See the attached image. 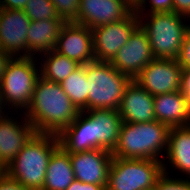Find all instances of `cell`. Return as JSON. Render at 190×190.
Here are the masks:
<instances>
[{
    "label": "cell",
    "mask_w": 190,
    "mask_h": 190,
    "mask_svg": "<svg viewBox=\"0 0 190 190\" xmlns=\"http://www.w3.org/2000/svg\"><path fill=\"white\" fill-rule=\"evenodd\" d=\"M122 119L118 110L80 111L58 135L59 146L73 154L93 149L113 151L119 139Z\"/></svg>",
    "instance_id": "6da1fadb"
},
{
    "label": "cell",
    "mask_w": 190,
    "mask_h": 190,
    "mask_svg": "<svg viewBox=\"0 0 190 190\" xmlns=\"http://www.w3.org/2000/svg\"><path fill=\"white\" fill-rule=\"evenodd\" d=\"M80 111L59 83L39 77L32 100L23 114L36 133L58 135L70 125Z\"/></svg>",
    "instance_id": "7a4b0ae2"
},
{
    "label": "cell",
    "mask_w": 190,
    "mask_h": 190,
    "mask_svg": "<svg viewBox=\"0 0 190 190\" xmlns=\"http://www.w3.org/2000/svg\"><path fill=\"white\" fill-rule=\"evenodd\" d=\"M58 147L57 135L35 133L5 168V174L29 190H42L49 159Z\"/></svg>",
    "instance_id": "3957f363"
},
{
    "label": "cell",
    "mask_w": 190,
    "mask_h": 190,
    "mask_svg": "<svg viewBox=\"0 0 190 190\" xmlns=\"http://www.w3.org/2000/svg\"><path fill=\"white\" fill-rule=\"evenodd\" d=\"M169 129L166 124L157 120L145 123L123 122L112 155L116 158L152 159L163 162L161 157L167 151Z\"/></svg>",
    "instance_id": "277c9868"
},
{
    "label": "cell",
    "mask_w": 190,
    "mask_h": 190,
    "mask_svg": "<svg viewBox=\"0 0 190 190\" xmlns=\"http://www.w3.org/2000/svg\"><path fill=\"white\" fill-rule=\"evenodd\" d=\"M186 18L188 21L187 16L175 12L139 15V25L149 39L154 58L177 59L179 57L185 33L190 27V24H185Z\"/></svg>",
    "instance_id": "5b68a950"
},
{
    "label": "cell",
    "mask_w": 190,
    "mask_h": 190,
    "mask_svg": "<svg viewBox=\"0 0 190 190\" xmlns=\"http://www.w3.org/2000/svg\"><path fill=\"white\" fill-rule=\"evenodd\" d=\"M87 79V111L118 110L131 78L120 73L110 62L93 61L85 64Z\"/></svg>",
    "instance_id": "8992f818"
},
{
    "label": "cell",
    "mask_w": 190,
    "mask_h": 190,
    "mask_svg": "<svg viewBox=\"0 0 190 190\" xmlns=\"http://www.w3.org/2000/svg\"><path fill=\"white\" fill-rule=\"evenodd\" d=\"M37 59L39 58L35 59V56L13 57L7 65L0 83V91L4 105L8 110L12 108L8 113L17 112L19 108L20 111L24 109V112L29 107L34 88L40 77V66L36 65H39L41 61Z\"/></svg>",
    "instance_id": "52a82bcc"
},
{
    "label": "cell",
    "mask_w": 190,
    "mask_h": 190,
    "mask_svg": "<svg viewBox=\"0 0 190 190\" xmlns=\"http://www.w3.org/2000/svg\"><path fill=\"white\" fill-rule=\"evenodd\" d=\"M162 161L113 157L106 190H154L163 174Z\"/></svg>",
    "instance_id": "ba28073f"
},
{
    "label": "cell",
    "mask_w": 190,
    "mask_h": 190,
    "mask_svg": "<svg viewBox=\"0 0 190 190\" xmlns=\"http://www.w3.org/2000/svg\"><path fill=\"white\" fill-rule=\"evenodd\" d=\"M138 26L133 10L125 19L91 29L95 61L110 62Z\"/></svg>",
    "instance_id": "9c48e42d"
},
{
    "label": "cell",
    "mask_w": 190,
    "mask_h": 190,
    "mask_svg": "<svg viewBox=\"0 0 190 190\" xmlns=\"http://www.w3.org/2000/svg\"><path fill=\"white\" fill-rule=\"evenodd\" d=\"M182 69L177 59L154 58L133 80L153 96L177 92Z\"/></svg>",
    "instance_id": "30bf717a"
},
{
    "label": "cell",
    "mask_w": 190,
    "mask_h": 190,
    "mask_svg": "<svg viewBox=\"0 0 190 190\" xmlns=\"http://www.w3.org/2000/svg\"><path fill=\"white\" fill-rule=\"evenodd\" d=\"M153 59L149 39L139 25L110 63L133 80Z\"/></svg>",
    "instance_id": "8fae6325"
},
{
    "label": "cell",
    "mask_w": 190,
    "mask_h": 190,
    "mask_svg": "<svg viewBox=\"0 0 190 190\" xmlns=\"http://www.w3.org/2000/svg\"><path fill=\"white\" fill-rule=\"evenodd\" d=\"M133 10L130 0H80L76 23L93 29L125 19Z\"/></svg>",
    "instance_id": "7c38bea8"
},
{
    "label": "cell",
    "mask_w": 190,
    "mask_h": 190,
    "mask_svg": "<svg viewBox=\"0 0 190 190\" xmlns=\"http://www.w3.org/2000/svg\"><path fill=\"white\" fill-rule=\"evenodd\" d=\"M30 23L23 10L0 8V49L13 57H26Z\"/></svg>",
    "instance_id": "4fadbf2b"
},
{
    "label": "cell",
    "mask_w": 190,
    "mask_h": 190,
    "mask_svg": "<svg viewBox=\"0 0 190 190\" xmlns=\"http://www.w3.org/2000/svg\"><path fill=\"white\" fill-rule=\"evenodd\" d=\"M54 50L80 65L95 61L91 29L74 22L65 23Z\"/></svg>",
    "instance_id": "5bb4252c"
},
{
    "label": "cell",
    "mask_w": 190,
    "mask_h": 190,
    "mask_svg": "<svg viewBox=\"0 0 190 190\" xmlns=\"http://www.w3.org/2000/svg\"><path fill=\"white\" fill-rule=\"evenodd\" d=\"M69 157L76 180L107 187L108 172L113 158L111 151L93 149L69 154Z\"/></svg>",
    "instance_id": "9a60e30c"
},
{
    "label": "cell",
    "mask_w": 190,
    "mask_h": 190,
    "mask_svg": "<svg viewBox=\"0 0 190 190\" xmlns=\"http://www.w3.org/2000/svg\"><path fill=\"white\" fill-rule=\"evenodd\" d=\"M0 120V165L5 169L18 155L23 146L36 133L33 125L24 118L18 122L13 112Z\"/></svg>",
    "instance_id": "2e32d148"
},
{
    "label": "cell",
    "mask_w": 190,
    "mask_h": 190,
    "mask_svg": "<svg viewBox=\"0 0 190 190\" xmlns=\"http://www.w3.org/2000/svg\"><path fill=\"white\" fill-rule=\"evenodd\" d=\"M123 122L145 123L155 121L154 96L131 80L118 108Z\"/></svg>",
    "instance_id": "e0dca14e"
},
{
    "label": "cell",
    "mask_w": 190,
    "mask_h": 190,
    "mask_svg": "<svg viewBox=\"0 0 190 190\" xmlns=\"http://www.w3.org/2000/svg\"><path fill=\"white\" fill-rule=\"evenodd\" d=\"M154 112L156 120L169 128L190 126V102L180 90L155 95Z\"/></svg>",
    "instance_id": "ac0fdd59"
},
{
    "label": "cell",
    "mask_w": 190,
    "mask_h": 190,
    "mask_svg": "<svg viewBox=\"0 0 190 190\" xmlns=\"http://www.w3.org/2000/svg\"><path fill=\"white\" fill-rule=\"evenodd\" d=\"M62 19L31 21L27 34V56H38L55 49Z\"/></svg>",
    "instance_id": "d6986e66"
},
{
    "label": "cell",
    "mask_w": 190,
    "mask_h": 190,
    "mask_svg": "<svg viewBox=\"0 0 190 190\" xmlns=\"http://www.w3.org/2000/svg\"><path fill=\"white\" fill-rule=\"evenodd\" d=\"M165 155L171 167L190 179V126L169 129Z\"/></svg>",
    "instance_id": "ffe728a7"
},
{
    "label": "cell",
    "mask_w": 190,
    "mask_h": 190,
    "mask_svg": "<svg viewBox=\"0 0 190 190\" xmlns=\"http://www.w3.org/2000/svg\"><path fill=\"white\" fill-rule=\"evenodd\" d=\"M74 179L69 153L59 146L49 159L42 190H66Z\"/></svg>",
    "instance_id": "44dd1931"
},
{
    "label": "cell",
    "mask_w": 190,
    "mask_h": 190,
    "mask_svg": "<svg viewBox=\"0 0 190 190\" xmlns=\"http://www.w3.org/2000/svg\"><path fill=\"white\" fill-rule=\"evenodd\" d=\"M40 56V60H43L40 63V76L55 83H61L64 81L80 66L76 61L61 55L54 49L42 53Z\"/></svg>",
    "instance_id": "7402d4cb"
},
{
    "label": "cell",
    "mask_w": 190,
    "mask_h": 190,
    "mask_svg": "<svg viewBox=\"0 0 190 190\" xmlns=\"http://www.w3.org/2000/svg\"><path fill=\"white\" fill-rule=\"evenodd\" d=\"M59 84L79 111H87V79L85 65H80Z\"/></svg>",
    "instance_id": "603a6c76"
},
{
    "label": "cell",
    "mask_w": 190,
    "mask_h": 190,
    "mask_svg": "<svg viewBox=\"0 0 190 190\" xmlns=\"http://www.w3.org/2000/svg\"><path fill=\"white\" fill-rule=\"evenodd\" d=\"M23 11L31 21L61 19L51 0H28Z\"/></svg>",
    "instance_id": "cb8c5ba5"
},
{
    "label": "cell",
    "mask_w": 190,
    "mask_h": 190,
    "mask_svg": "<svg viewBox=\"0 0 190 190\" xmlns=\"http://www.w3.org/2000/svg\"><path fill=\"white\" fill-rule=\"evenodd\" d=\"M162 165L163 174L158 178L154 190H190L189 178H172V176L168 173V164H165L164 162Z\"/></svg>",
    "instance_id": "d4e9b609"
},
{
    "label": "cell",
    "mask_w": 190,
    "mask_h": 190,
    "mask_svg": "<svg viewBox=\"0 0 190 190\" xmlns=\"http://www.w3.org/2000/svg\"><path fill=\"white\" fill-rule=\"evenodd\" d=\"M59 18L65 23L77 22L80 0H51Z\"/></svg>",
    "instance_id": "484cf974"
},
{
    "label": "cell",
    "mask_w": 190,
    "mask_h": 190,
    "mask_svg": "<svg viewBox=\"0 0 190 190\" xmlns=\"http://www.w3.org/2000/svg\"><path fill=\"white\" fill-rule=\"evenodd\" d=\"M149 2L148 12L151 13H165V12H174V3L173 0H139L134 5V12L139 16L140 14L146 12L147 2Z\"/></svg>",
    "instance_id": "4316f807"
},
{
    "label": "cell",
    "mask_w": 190,
    "mask_h": 190,
    "mask_svg": "<svg viewBox=\"0 0 190 190\" xmlns=\"http://www.w3.org/2000/svg\"><path fill=\"white\" fill-rule=\"evenodd\" d=\"M177 61L183 69H190V27L185 33Z\"/></svg>",
    "instance_id": "83f0119b"
},
{
    "label": "cell",
    "mask_w": 190,
    "mask_h": 190,
    "mask_svg": "<svg viewBox=\"0 0 190 190\" xmlns=\"http://www.w3.org/2000/svg\"><path fill=\"white\" fill-rule=\"evenodd\" d=\"M0 190H29L19 182L10 179L6 174L0 175Z\"/></svg>",
    "instance_id": "f1b7e54d"
},
{
    "label": "cell",
    "mask_w": 190,
    "mask_h": 190,
    "mask_svg": "<svg viewBox=\"0 0 190 190\" xmlns=\"http://www.w3.org/2000/svg\"><path fill=\"white\" fill-rule=\"evenodd\" d=\"M66 190H106V188L103 185L83 183L74 179V181L67 187Z\"/></svg>",
    "instance_id": "f546056e"
},
{
    "label": "cell",
    "mask_w": 190,
    "mask_h": 190,
    "mask_svg": "<svg viewBox=\"0 0 190 190\" xmlns=\"http://www.w3.org/2000/svg\"><path fill=\"white\" fill-rule=\"evenodd\" d=\"M180 91L190 102V69H182Z\"/></svg>",
    "instance_id": "4dcf8cb0"
},
{
    "label": "cell",
    "mask_w": 190,
    "mask_h": 190,
    "mask_svg": "<svg viewBox=\"0 0 190 190\" xmlns=\"http://www.w3.org/2000/svg\"><path fill=\"white\" fill-rule=\"evenodd\" d=\"M174 12L190 18V0H173Z\"/></svg>",
    "instance_id": "1f68e13d"
},
{
    "label": "cell",
    "mask_w": 190,
    "mask_h": 190,
    "mask_svg": "<svg viewBox=\"0 0 190 190\" xmlns=\"http://www.w3.org/2000/svg\"><path fill=\"white\" fill-rule=\"evenodd\" d=\"M28 0H0V8L23 10Z\"/></svg>",
    "instance_id": "d6a6232c"
},
{
    "label": "cell",
    "mask_w": 190,
    "mask_h": 190,
    "mask_svg": "<svg viewBox=\"0 0 190 190\" xmlns=\"http://www.w3.org/2000/svg\"><path fill=\"white\" fill-rule=\"evenodd\" d=\"M13 56L9 53L3 52L0 49V83L3 80L7 65L12 60Z\"/></svg>",
    "instance_id": "836d02e7"
},
{
    "label": "cell",
    "mask_w": 190,
    "mask_h": 190,
    "mask_svg": "<svg viewBox=\"0 0 190 190\" xmlns=\"http://www.w3.org/2000/svg\"><path fill=\"white\" fill-rule=\"evenodd\" d=\"M4 107H5V105H4V102H3V99H2V94H1V91H0V120L4 119L7 115H10V114L6 113L5 109H7V108L6 107L4 108ZM3 109H4L5 112L3 111Z\"/></svg>",
    "instance_id": "e575fe53"
},
{
    "label": "cell",
    "mask_w": 190,
    "mask_h": 190,
    "mask_svg": "<svg viewBox=\"0 0 190 190\" xmlns=\"http://www.w3.org/2000/svg\"><path fill=\"white\" fill-rule=\"evenodd\" d=\"M5 174V169L0 165V175Z\"/></svg>",
    "instance_id": "d590c367"
},
{
    "label": "cell",
    "mask_w": 190,
    "mask_h": 190,
    "mask_svg": "<svg viewBox=\"0 0 190 190\" xmlns=\"http://www.w3.org/2000/svg\"><path fill=\"white\" fill-rule=\"evenodd\" d=\"M139 0H130L131 4L134 6Z\"/></svg>",
    "instance_id": "8d00e7d4"
}]
</instances>
